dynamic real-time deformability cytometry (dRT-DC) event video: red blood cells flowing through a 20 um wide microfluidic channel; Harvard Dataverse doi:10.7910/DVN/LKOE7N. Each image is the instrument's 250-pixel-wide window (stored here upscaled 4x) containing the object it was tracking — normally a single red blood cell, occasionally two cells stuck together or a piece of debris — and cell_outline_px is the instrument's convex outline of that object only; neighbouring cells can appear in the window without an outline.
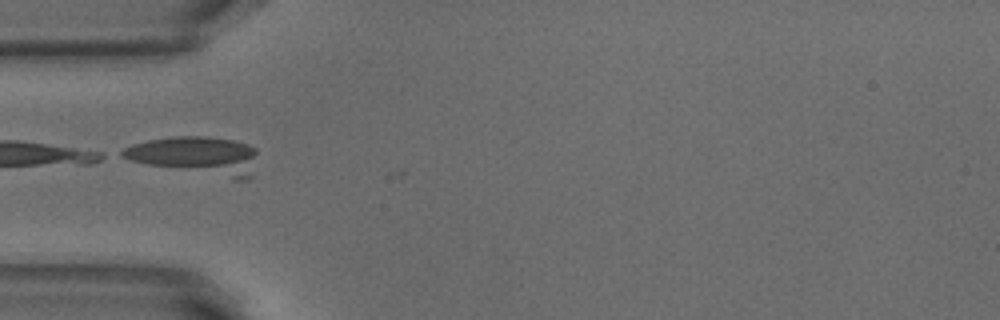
{"species": "common noctule bat (a hibernating species)", "species_latin": "Nyctalus noctula", "temperature_condition": "warm", "stored_images_in_passage": 9, "camera_frame_rate_fps": 3000, "um_per_image_px": 0.085, "animal": {"sex": "male", "body_mass_g": 18.8}, "frame": {"image": 1, "passage_image": 5, "time_ms": 1.333, "image_size_px": [1000, 320], "cell_outline_px": [[256, 152], [252, 176], [248, 180], [236, 180], [148, 164], [132, 160], [120, 156], [116, 152], [132, 144], [148, 140], [172, 136], [204, 136], [232, 140], [248, 144], [256, 148]], "centroid_in_image_um": [16.69, 13.22], "position_along_channel_um": 68.3, "area_um2": 30.06}}